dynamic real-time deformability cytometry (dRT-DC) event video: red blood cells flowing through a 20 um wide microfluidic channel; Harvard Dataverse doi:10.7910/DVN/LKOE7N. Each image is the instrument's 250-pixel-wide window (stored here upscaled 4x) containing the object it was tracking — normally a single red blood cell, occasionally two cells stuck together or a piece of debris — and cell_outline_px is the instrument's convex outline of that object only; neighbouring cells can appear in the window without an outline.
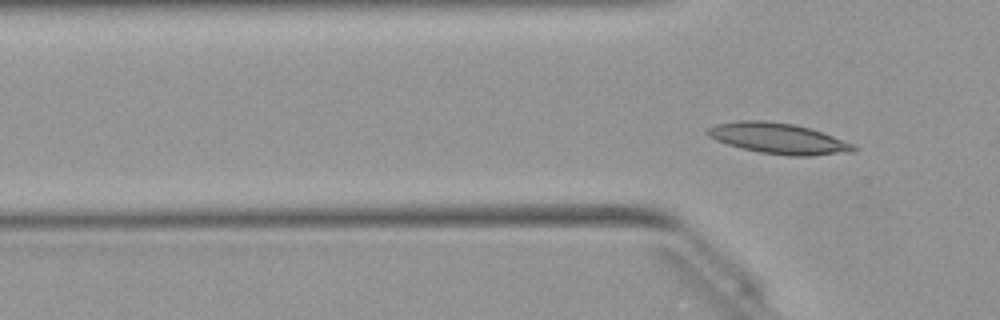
{"species": "Egyptian fruit bat (a non-hibernating species)", "species_latin": "Rousettus aegyptiacus", "temperature_condition": "warm", "stored_images_in_passage": 2, "camera_frame_rate_fps": 3000, "um_per_image_px": 0.085, "animal": {"sex": "female"}, "frame": {"image": 1, "passage_image": 2, "time_ms": 0.333, "image_size_px": [1000, 320], "cell_outline_px": [[856, 152], [812, 156], [788, 156], [760, 152], [740, 148], [716, 140], [708, 136], [704, 132], [708, 128], [716, 124], [736, 120], [764, 120], [792, 124], [808, 128], [832, 136], [852, 144], [856, 148]], "centroid_in_image_um": [66.12, 11.77], "position_along_channel_um": 59.7, "area_um2": 26.13}}